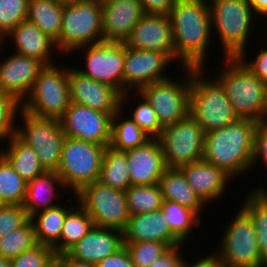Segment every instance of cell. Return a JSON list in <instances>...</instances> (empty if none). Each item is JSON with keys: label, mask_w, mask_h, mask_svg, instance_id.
Here are the masks:
<instances>
[{"label": "cell", "mask_w": 267, "mask_h": 267, "mask_svg": "<svg viewBox=\"0 0 267 267\" xmlns=\"http://www.w3.org/2000/svg\"><path fill=\"white\" fill-rule=\"evenodd\" d=\"M21 104L0 89V141L16 135V116Z\"/></svg>", "instance_id": "7bdbcfd3"}, {"label": "cell", "mask_w": 267, "mask_h": 267, "mask_svg": "<svg viewBox=\"0 0 267 267\" xmlns=\"http://www.w3.org/2000/svg\"><path fill=\"white\" fill-rule=\"evenodd\" d=\"M44 67L40 60L12 53L0 61V89L22 104Z\"/></svg>", "instance_id": "d6986e66"}, {"label": "cell", "mask_w": 267, "mask_h": 267, "mask_svg": "<svg viewBox=\"0 0 267 267\" xmlns=\"http://www.w3.org/2000/svg\"><path fill=\"white\" fill-rule=\"evenodd\" d=\"M19 113L23 125L16 126V136L33 148L46 171L56 172L66 138L60 120L39 118L21 109Z\"/></svg>", "instance_id": "7c38bea8"}, {"label": "cell", "mask_w": 267, "mask_h": 267, "mask_svg": "<svg viewBox=\"0 0 267 267\" xmlns=\"http://www.w3.org/2000/svg\"><path fill=\"white\" fill-rule=\"evenodd\" d=\"M169 17L175 61H180L182 68L205 69L207 48L213 32L208 0H176Z\"/></svg>", "instance_id": "6da1fadb"}, {"label": "cell", "mask_w": 267, "mask_h": 267, "mask_svg": "<svg viewBox=\"0 0 267 267\" xmlns=\"http://www.w3.org/2000/svg\"><path fill=\"white\" fill-rule=\"evenodd\" d=\"M125 152L131 185H154L159 182L167 166L157 138Z\"/></svg>", "instance_id": "ffe728a7"}, {"label": "cell", "mask_w": 267, "mask_h": 267, "mask_svg": "<svg viewBox=\"0 0 267 267\" xmlns=\"http://www.w3.org/2000/svg\"><path fill=\"white\" fill-rule=\"evenodd\" d=\"M27 182L0 154V205H22Z\"/></svg>", "instance_id": "d590c367"}, {"label": "cell", "mask_w": 267, "mask_h": 267, "mask_svg": "<svg viewBox=\"0 0 267 267\" xmlns=\"http://www.w3.org/2000/svg\"><path fill=\"white\" fill-rule=\"evenodd\" d=\"M6 38L14 41L16 54L40 60L45 66L55 64L52 62L53 50L57 51L55 41L28 20L20 22L4 36V42Z\"/></svg>", "instance_id": "d4e9b609"}, {"label": "cell", "mask_w": 267, "mask_h": 267, "mask_svg": "<svg viewBox=\"0 0 267 267\" xmlns=\"http://www.w3.org/2000/svg\"><path fill=\"white\" fill-rule=\"evenodd\" d=\"M124 44L132 49L165 53L173 62L175 49L169 15L145 14Z\"/></svg>", "instance_id": "ac0fdd59"}, {"label": "cell", "mask_w": 267, "mask_h": 267, "mask_svg": "<svg viewBox=\"0 0 267 267\" xmlns=\"http://www.w3.org/2000/svg\"><path fill=\"white\" fill-rule=\"evenodd\" d=\"M101 5H105L109 2L116 1V0H97Z\"/></svg>", "instance_id": "11a10c76"}, {"label": "cell", "mask_w": 267, "mask_h": 267, "mask_svg": "<svg viewBox=\"0 0 267 267\" xmlns=\"http://www.w3.org/2000/svg\"><path fill=\"white\" fill-rule=\"evenodd\" d=\"M8 142L6 149L0 148V154L26 182L46 172L32 147L26 145L16 135L11 136Z\"/></svg>", "instance_id": "83f0119b"}, {"label": "cell", "mask_w": 267, "mask_h": 267, "mask_svg": "<svg viewBox=\"0 0 267 267\" xmlns=\"http://www.w3.org/2000/svg\"><path fill=\"white\" fill-rule=\"evenodd\" d=\"M158 185L163 200L174 201L195 211L202 217L200 213L207 205L187 183L185 175L179 168H167L159 179Z\"/></svg>", "instance_id": "4316f807"}, {"label": "cell", "mask_w": 267, "mask_h": 267, "mask_svg": "<svg viewBox=\"0 0 267 267\" xmlns=\"http://www.w3.org/2000/svg\"><path fill=\"white\" fill-rule=\"evenodd\" d=\"M29 0H0V37L3 39L20 22L27 20Z\"/></svg>", "instance_id": "60d3db41"}, {"label": "cell", "mask_w": 267, "mask_h": 267, "mask_svg": "<svg viewBox=\"0 0 267 267\" xmlns=\"http://www.w3.org/2000/svg\"><path fill=\"white\" fill-rule=\"evenodd\" d=\"M258 124L256 120L238 118L228 126L206 133L203 160L222 169L232 179L250 171Z\"/></svg>", "instance_id": "7a4b0ae2"}, {"label": "cell", "mask_w": 267, "mask_h": 267, "mask_svg": "<svg viewBox=\"0 0 267 267\" xmlns=\"http://www.w3.org/2000/svg\"><path fill=\"white\" fill-rule=\"evenodd\" d=\"M259 161H262L267 169V122H259L254 134L252 168L255 164H260Z\"/></svg>", "instance_id": "f6af8a7d"}, {"label": "cell", "mask_w": 267, "mask_h": 267, "mask_svg": "<svg viewBox=\"0 0 267 267\" xmlns=\"http://www.w3.org/2000/svg\"><path fill=\"white\" fill-rule=\"evenodd\" d=\"M106 146L66 137L56 173L70 193L98 181Z\"/></svg>", "instance_id": "9c48e42d"}, {"label": "cell", "mask_w": 267, "mask_h": 267, "mask_svg": "<svg viewBox=\"0 0 267 267\" xmlns=\"http://www.w3.org/2000/svg\"><path fill=\"white\" fill-rule=\"evenodd\" d=\"M252 61H247L246 54H240L238 58L260 80L267 82V45L261 49Z\"/></svg>", "instance_id": "bcb514c9"}, {"label": "cell", "mask_w": 267, "mask_h": 267, "mask_svg": "<svg viewBox=\"0 0 267 267\" xmlns=\"http://www.w3.org/2000/svg\"><path fill=\"white\" fill-rule=\"evenodd\" d=\"M124 242L157 241L169 247L183 244L170 230L162 210L130 215L123 231Z\"/></svg>", "instance_id": "cb8c5ba5"}, {"label": "cell", "mask_w": 267, "mask_h": 267, "mask_svg": "<svg viewBox=\"0 0 267 267\" xmlns=\"http://www.w3.org/2000/svg\"><path fill=\"white\" fill-rule=\"evenodd\" d=\"M29 219L22 205H0V239L22 227Z\"/></svg>", "instance_id": "ee69618b"}, {"label": "cell", "mask_w": 267, "mask_h": 267, "mask_svg": "<svg viewBox=\"0 0 267 267\" xmlns=\"http://www.w3.org/2000/svg\"><path fill=\"white\" fill-rule=\"evenodd\" d=\"M102 41V5L97 0H65L57 52L65 55Z\"/></svg>", "instance_id": "8992f818"}, {"label": "cell", "mask_w": 267, "mask_h": 267, "mask_svg": "<svg viewBox=\"0 0 267 267\" xmlns=\"http://www.w3.org/2000/svg\"><path fill=\"white\" fill-rule=\"evenodd\" d=\"M73 206H61L60 204L30 216L34 227L35 238L38 244H45L53 247L59 240L61 230L66 219L67 213L78 203L75 200Z\"/></svg>", "instance_id": "4dcf8cb0"}, {"label": "cell", "mask_w": 267, "mask_h": 267, "mask_svg": "<svg viewBox=\"0 0 267 267\" xmlns=\"http://www.w3.org/2000/svg\"><path fill=\"white\" fill-rule=\"evenodd\" d=\"M144 15L139 0H116L102 5L103 41L125 43Z\"/></svg>", "instance_id": "44dd1931"}, {"label": "cell", "mask_w": 267, "mask_h": 267, "mask_svg": "<svg viewBox=\"0 0 267 267\" xmlns=\"http://www.w3.org/2000/svg\"><path fill=\"white\" fill-rule=\"evenodd\" d=\"M64 267H96L94 263L70 258L66 253L57 257Z\"/></svg>", "instance_id": "f907efd6"}, {"label": "cell", "mask_w": 267, "mask_h": 267, "mask_svg": "<svg viewBox=\"0 0 267 267\" xmlns=\"http://www.w3.org/2000/svg\"><path fill=\"white\" fill-rule=\"evenodd\" d=\"M251 5L252 11L257 14V17L267 18V0H247Z\"/></svg>", "instance_id": "f5cc1de1"}, {"label": "cell", "mask_w": 267, "mask_h": 267, "mask_svg": "<svg viewBox=\"0 0 267 267\" xmlns=\"http://www.w3.org/2000/svg\"><path fill=\"white\" fill-rule=\"evenodd\" d=\"M129 94L126 92L122 95L121 109L112 117L110 147L118 151L143 146L151 139L130 117H122V111L125 110L123 107H126L127 102L125 100H128Z\"/></svg>", "instance_id": "f546056e"}, {"label": "cell", "mask_w": 267, "mask_h": 267, "mask_svg": "<svg viewBox=\"0 0 267 267\" xmlns=\"http://www.w3.org/2000/svg\"><path fill=\"white\" fill-rule=\"evenodd\" d=\"M266 99H267V82H266ZM266 122H267V114H266Z\"/></svg>", "instance_id": "680465c9"}, {"label": "cell", "mask_w": 267, "mask_h": 267, "mask_svg": "<svg viewBox=\"0 0 267 267\" xmlns=\"http://www.w3.org/2000/svg\"><path fill=\"white\" fill-rule=\"evenodd\" d=\"M57 187L66 189L61 178L54 171H46L34 180L27 182L26 196L22 206L29 217L38 211L59 205L53 203L60 198Z\"/></svg>", "instance_id": "484cf974"}, {"label": "cell", "mask_w": 267, "mask_h": 267, "mask_svg": "<svg viewBox=\"0 0 267 267\" xmlns=\"http://www.w3.org/2000/svg\"><path fill=\"white\" fill-rule=\"evenodd\" d=\"M205 71L192 68L189 113L209 133L235 122L238 116L220 83L215 77L205 79Z\"/></svg>", "instance_id": "277c9868"}, {"label": "cell", "mask_w": 267, "mask_h": 267, "mask_svg": "<svg viewBox=\"0 0 267 267\" xmlns=\"http://www.w3.org/2000/svg\"><path fill=\"white\" fill-rule=\"evenodd\" d=\"M141 101L137 102V106L131 109L129 117L151 138H157L163 130L156 112L150 103L138 91H134ZM133 110V111H132ZM131 115V116H130Z\"/></svg>", "instance_id": "ab89813d"}, {"label": "cell", "mask_w": 267, "mask_h": 267, "mask_svg": "<svg viewBox=\"0 0 267 267\" xmlns=\"http://www.w3.org/2000/svg\"><path fill=\"white\" fill-rule=\"evenodd\" d=\"M57 260L53 248L45 244H36L10 260L12 267H50Z\"/></svg>", "instance_id": "b9f144b4"}, {"label": "cell", "mask_w": 267, "mask_h": 267, "mask_svg": "<svg viewBox=\"0 0 267 267\" xmlns=\"http://www.w3.org/2000/svg\"><path fill=\"white\" fill-rule=\"evenodd\" d=\"M96 267H135L130 254L125 246L102 261L95 264Z\"/></svg>", "instance_id": "c3c4849f"}, {"label": "cell", "mask_w": 267, "mask_h": 267, "mask_svg": "<svg viewBox=\"0 0 267 267\" xmlns=\"http://www.w3.org/2000/svg\"><path fill=\"white\" fill-rule=\"evenodd\" d=\"M98 181L123 191L131 186L125 151L106 147Z\"/></svg>", "instance_id": "d6a6232c"}, {"label": "cell", "mask_w": 267, "mask_h": 267, "mask_svg": "<svg viewBox=\"0 0 267 267\" xmlns=\"http://www.w3.org/2000/svg\"><path fill=\"white\" fill-rule=\"evenodd\" d=\"M227 224L218 252L211 255L218 267H267L261 258L255 227L249 214L240 207Z\"/></svg>", "instance_id": "52a82bcc"}, {"label": "cell", "mask_w": 267, "mask_h": 267, "mask_svg": "<svg viewBox=\"0 0 267 267\" xmlns=\"http://www.w3.org/2000/svg\"><path fill=\"white\" fill-rule=\"evenodd\" d=\"M37 243L34 227L29 219L22 227L11 231L0 239V257L11 260Z\"/></svg>", "instance_id": "74e56055"}, {"label": "cell", "mask_w": 267, "mask_h": 267, "mask_svg": "<svg viewBox=\"0 0 267 267\" xmlns=\"http://www.w3.org/2000/svg\"><path fill=\"white\" fill-rule=\"evenodd\" d=\"M187 78L174 80L169 77L143 86L138 92L146 98L165 127L189 114L192 67H184Z\"/></svg>", "instance_id": "4fadbf2b"}, {"label": "cell", "mask_w": 267, "mask_h": 267, "mask_svg": "<svg viewBox=\"0 0 267 267\" xmlns=\"http://www.w3.org/2000/svg\"><path fill=\"white\" fill-rule=\"evenodd\" d=\"M255 189H265L267 191V189L265 187L261 186V185L256 187Z\"/></svg>", "instance_id": "6f0895ef"}, {"label": "cell", "mask_w": 267, "mask_h": 267, "mask_svg": "<svg viewBox=\"0 0 267 267\" xmlns=\"http://www.w3.org/2000/svg\"><path fill=\"white\" fill-rule=\"evenodd\" d=\"M46 65L39 73L21 110L39 118L60 120L70 105L68 67Z\"/></svg>", "instance_id": "ba28073f"}, {"label": "cell", "mask_w": 267, "mask_h": 267, "mask_svg": "<svg viewBox=\"0 0 267 267\" xmlns=\"http://www.w3.org/2000/svg\"><path fill=\"white\" fill-rule=\"evenodd\" d=\"M135 267H148L170 247L157 241L124 242Z\"/></svg>", "instance_id": "f35d334b"}, {"label": "cell", "mask_w": 267, "mask_h": 267, "mask_svg": "<svg viewBox=\"0 0 267 267\" xmlns=\"http://www.w3.org/2000/svg\"><path fill=\"white\" fill-rule=\"evenodd\" d=\"M123 246L122 231L93 226L66 254L72 259L96 264L119 251Z\"/></svg>", "instance_id": "7402d4cb"}, {"label": "cell", "mask_w": 267, "mask_h": 267, "mask_svg": "<svg viewBox=\"0 0 267 267\" xmlns=\"http://www.w3.org/2000/svg\"><path fill=\"white\" fill-rule=\"evenodd\" d=\"M78 204L88 213L94 226L124 231L130 214L126 193L95 181L74 194Z\"/></svg>", "instance_id": "30bf717a"}, {"label": "cell", "mask_w": 267, "mask_h": 267, "mask_svg": "<svg viewBox=\"0 0 267 267\" xmlns=\"http://www.w3.org/2000/svg\"><path fill=\"white\" fill-rule=\"evenodd\" d=\"M206 133L190 113L182 120L163 127L157 137L167 168H180L203 159Z\"/></svg>", "instance_id": "8fae6325"}, {"label": "cell", "mask_w": 267, "mask_h": 267, "mask_svg": "<svg viewBox=\"0 0 267 267\" xmlns=\"http://www.w3.org/2000/svg\"><path fill=\"white\" fill-rule=\"evenodd\" d=\"M79 49H84L85 52V68L76 67L77 70L85 76L112 86L123 95L125 44L102 41L78 47L74 51H80Z\"/></svg>", "instance_id": "5bb4252c"}, {"label": "cell", "mask_w": 267, "mask_h": 267, "mask_svg": "<svg viewBox=\"0 0 267 267\" xmlns=\"http://www.w3.org/2000/svg\"><path fill=\"white\" fill-rule=\"evenodd\" d=\"M212 27L218 32L225 57H238L245 54L254 17L247 0H211L209 1ZM253 25V26H252Z\"/></svg>", "instance_id": "5b68a950"}, {"label": "cell", "mask_w": 267, "mask_h": 267, "mask_svg": "<svg viewBox=\"0 0 267 267\" xmlns=\"http://www.w3.org/2000/svg\"><path fill=\"white\" fill-rule=\"evenodd\" d=\"M125 193L130 215L153 212L162 207L163 197L158 183L154 185H131Z\"/></svg>", "instance_id": "8d00e7d4"}, {"label": "cell", "mask_w": 267, "mask_h": 267, "mask_svg": "<svg viewBox=\"0 0 267 267\" xmlns=\"http://www.w3.org/2000/svg\"><path fill=\"white\" fill-rule=\"evenodd\" d=\"M171 61L165 53L132 49L125 45L123 94L131 88L139 91L143 86L172 77L164 73Z\"/></svg>", "instance_id": "2e32d148"}, {"label": "cell", "mask_w": 267, "mask_h": 267, "mask_svg": "<svg viewBox=\"0 0 267 267\" xmlns=\"http://www.w3.org/2000/svg\"><path fill=\"white\" fill-rule=\"evenodd\" d=\"M65 0H29L27 20L56 41L61 33Z\"/></svg>", "instance_id": "f1b7e54d"}, {"label": "cell", "mask_w": 267, "mask_h": 267, "mask_svg": "<svg viewBox=\"0 0 267 267\" xmlns=\"http://www.w3.org/2000/svg\"><path fill=\"white\" fill-rule=\"evenodd\" d=\"M161 210L171 232L184 244L192 233V228L201 224V217L193 210L174 201L163 200Z\"/></svg>", "instance_id": "e575fe53"}, {"label": "cell", "mask_w": 267, "mask_h": 267, "mask_svg": "<svg viewBox=\"0 0 267 267\" xmlns=\"http://www.w3.org/2000/svg\"><path fill=\"white\" fill-rule=\"evenodd\" d=\"M242 208L251 217L258 241L262 260L267 264V191L255 189L244 198Z\"/></svg>", "instance_id": "836d02e7"}, {"label": "cell", "mask_w": 267, "mask_h": 267, "mask_svg": "<svg viewBox=\"0 0 267 267\" xmlns=\"http://www.w3.org/2000/svg\"><path fill=\"white\" fill-rule=\"evenodd\" d=\"M70 101L112 117L121 109L122 94L110 85L85 76L77 68H68Z\"/></svg>", "instance_id": "e0dca14e"}, {"label": "cell", "mask_w": 267, "mask_h": 267, "mask_svg": "<svg viewBox=\"0 0 267 267\" xmlns=\"http://www.w3.org/2000/svg\"><path fill=\"white\" fill-rule=\"evenodd\" d=\"M0 267H12L10 260L0 257Z\"/></svg>", "instance_id": "db71d44e"}, {"label": "cell", "mask_w": 267, "mask_h": 267, "mask_svg": "<svg viewBox=\"0 0 267 267\" xmlns=\"http://www.w3.org/2000/svg\"><path fill=\"white\" fill-rule=\"evenodd\" d=\"M66 137L110 146L112 116L71 102L60 119Z\"/></svg>", "instance_id": "9a60e30c"}, {"label": "cell", "mask_w": 267, "mask_h": 267, "mask_svg": "<svg viewBox=\"0 0 267 267\" xmlns=\"http://www.w3.org/2000/svg\"><path fill=\"white\" fill-rule=\"evenodd\" d=\"M50 267H64L58 260L54 264H52Z\"/></svg>", "instance_id": "9f6ffc18"}, {"label": "cell", "mask_w": 267, "mask_h": 267, "mask_svg": "<svg viewBox=\"0 0 267 267\" xmlns=\"http://www.w3.org/2000/svg\"><path fill=\"white\" fill-rule=\"evenodd\" d=\"M94 226L88 213L77 203L66 215L60 240L52 247L56 256L65 254Z\"/></svg>", "instance_id": "1f68e13d"}, {"label": "cell", "mask_w": 267, "mask_h": 267, "mask_svg": "<svg viewBox=\"0 0 267 267\" xmlns=\"http://www.w3.org/2000/svg\"><path fill=\"white\" fill-rule=\"evenodd\" d=\"M200 257L197 259V262L196 260L192 264H190L189 262H186L183 267H218L215 259L211 256V254L210 256L207 255L205 257L203 256H200Z\"/></svg>", "instance_id": "816d5d0a"}, {"label": "cell", "mask_w": 267, "mask_h": 267, "mask_svg": "<svg viewBox=\"0 0 267 267\" xmlns=\"http://www.w3.org/2000/svg\"><path fill=\"white\" fill-rule=\"evenodd\" d=\"M179 169L185 175L187 183L206 205L221 198L226 191L227 183L233 180L222 169L203 159L183 165Z\"/></svg>", "instance_id": "603a6c76"}, {"label": "cell", "mask_w": 267, "mask_h": 267, "mask_svg": "<svg viewBox=\"0 0 267 267\" xmlns=\"http://www.w3.org/2000/svg\"><path fill=\"white\" fill-rule=\"evenodd\" d=\"M145 14L169 15L176 0H139Z\"/></svg>", "instance_id": "681fc988"}, {"label": "cell", "mask_w": 267, "mask_h": 267, "mask_svg": "<svg viewBox=\"0 0 267 267\" xmlns=\"http://www.w3.org/2000/svg\"><path fill=\"white\" fill-rule=\"evenodd\" d=\"M223 65L215 79L225 90L234 113L238 118L266 122V82L253 74L238 57H225Z\"/></svg>", "instance_id": "3957f363"}, {"label": "cell", "mask_w": 267, "mask_h": 267, "mask_svg": "<svg viewBox=\"0 0 267 267\" xmlns=\"http://www.w3.org/2000/svg\"><path fill=\"white\" fill-rule=\"evenodd\" d=\"M184 244L170 247L148 267H183L187 261L182 258L181 249Z\"/></svg>", "instance_id": "7dc6e473"}, {"label": "cell", "mask_w": 267, "mask_h": 267, "mask_svg": "<svg viewBox=\"0 0 267 267\" xmlns=\"http://www.w3.org/2000/svg\"><path fill=\"white\" fill-rule=\"evenodd\" d=\"M3 39L0 37V48L2 47Z\"/></svg>", "instance_id": "91938a15"}]
</instances>
